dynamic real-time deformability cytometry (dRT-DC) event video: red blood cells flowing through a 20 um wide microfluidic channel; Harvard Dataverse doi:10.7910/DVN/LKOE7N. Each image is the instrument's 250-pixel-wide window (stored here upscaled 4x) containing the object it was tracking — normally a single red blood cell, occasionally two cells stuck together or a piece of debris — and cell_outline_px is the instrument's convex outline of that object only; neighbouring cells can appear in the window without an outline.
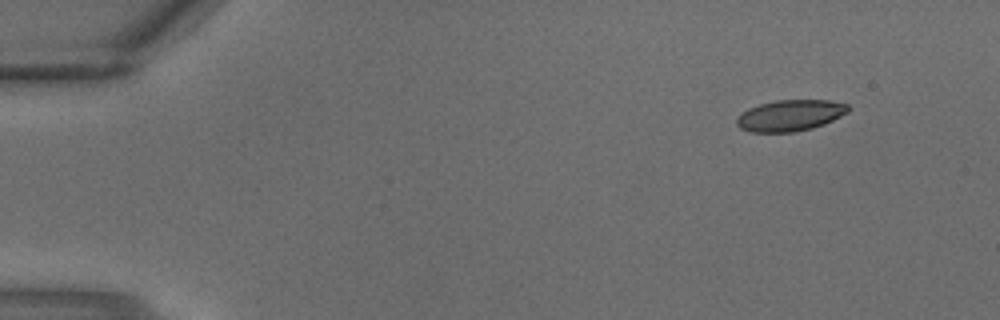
{"species": "common noctule bat (a hibernating species)", "species_latin": "Nyctalus noctula", "temperature_condition": "warm", "stored_images_in_passage": 3, "camera_frame_rate_fps": 3000, "um_per_image_px": 0.085, "animal": {"sex": "male", "body_mass_g": 18.8}, "frame": {"image": 1, "passage_image": 1, "time_ms": 0.0, "image_size_px": [1000, 320], "cell_outline_px": [[848, 112], [824, 124], [812, 128], [796, 132], [752, 132], [740, 128], [736, 124], [736, 120], [748, 108], [760, 104], [776, 100], [828, 100], [848, 104]], "centroid_in_image_um": [67.16, 9.81], "position_along_channel_um": 17.8, "area_um2": 20.11}}
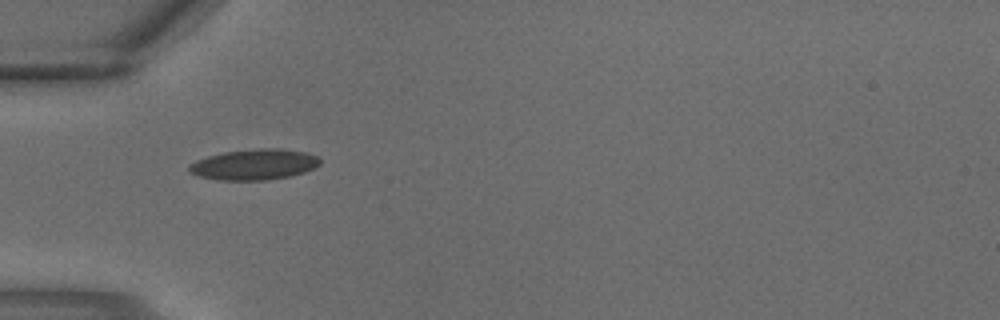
{"frame": {"image": 2, "passage_image": 3, "time_ms": 0.667, "image_size_px": [1000, 320], "cell_outline_px": [[320, 164], [304, 172], [292, 176], [264, 180], [220, 180], [200, 176], [188, 172], [188, 164], [196, 160], [208, 156], [224, 152], [260, 148], [280, 148], [304, 152], [316, 156], [320, 160]], "centroid_in_image_um": [21.58, 13.98], "position_along_channel_um": 63.4, "area_um2": 23.35}}